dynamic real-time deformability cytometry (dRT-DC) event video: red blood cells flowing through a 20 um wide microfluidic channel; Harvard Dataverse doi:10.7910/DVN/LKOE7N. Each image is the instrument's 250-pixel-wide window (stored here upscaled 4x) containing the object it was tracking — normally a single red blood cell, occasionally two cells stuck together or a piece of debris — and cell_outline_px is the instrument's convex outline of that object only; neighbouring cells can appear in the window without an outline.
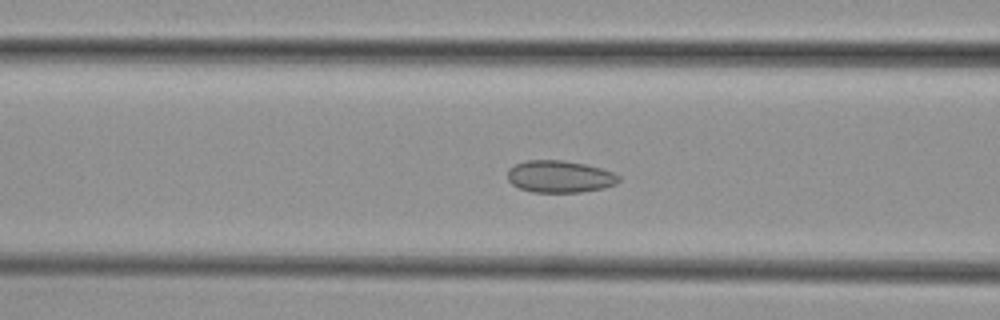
{"species": "common noctule bat (a hibernating species)", "species_latin": "Nyctalus noctula", "temperature_condition": "cold", "stored_images_in_passage": 55, "camera_frame_rate_fps": 3000, "um_per_image_px": 0.085, "animal": {"sex": "female", "body_mass_g": 29.2, "forearm_length_mm": 56.3}, "frame": {"image": 1, "passage_image": 21, "time_ms": 6.667, "image_size_px": [1000, 320], "cell_outline_px": [[620, 180], [616, 184], [604, 188], [580, 192], [532, 192], [520, 188], [512, 184], [508, 180], [508, 168], [516, 164], [528, 160], [564, 160], [584, 164], [600, 168], [612, 172], [620, 176]], "centroid_in_image_um": [47.58, 15.01], "position_along_channel_um": 119.0, "area_um2": 20.75}}
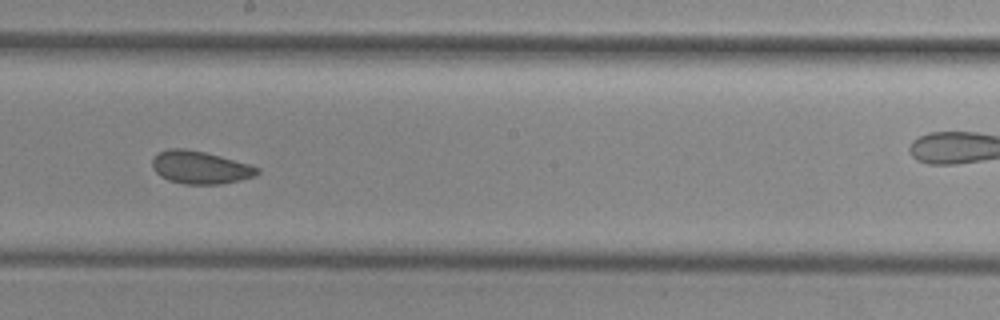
{"frame": {"image": 2, "passage_image": 30, "time_ms": 9.667, "image_size_px": [1000, 320], "cell_outline_px": [[260, 172], [256, 176], [240, 180], [220, 184], [184, 184], [168, 180], [160, 176], [152, 168], [152, 160], [160, 152], [168, 148], [184, 148], [204, 152], [220, 156], [248, 164], [260, 168]], "centroid_in_image_um": [17.02, 14.24], "position_along_channel_um": 231.2, "area_um2": 20.0}}
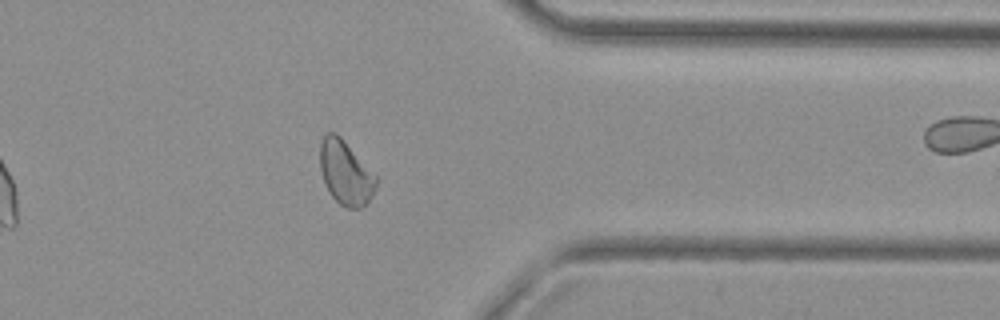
{"frame": {"image": 3, "passage_image": 43, "time_ms": 14.0, "image_size_px": [1000, 320], "cell_outline_px": [[376, 184], [372, 196], [360, 208], [348, 208], [340, 204], [332, 196], [324, 180], [320, 168], [320, 144], [324, 136], [328, 132], [336, 132], [340, 136], [376, 176]], "centroid_in_image_um": [29.36, 14.67], "position_along_channel_um": 382.0, "area_um2": 20.4}, "authors_computed_cell_mechanics": {"area_um2": 21.3282, "velocity_mm_per_s": 3.7452, "shape_relaxation_time_tau1_ms": null, "shape_relaxation_time_tau2_ms": 2.4109, "deformation_change_tau1": null, "deformation_change_tau2": 0.0568}}